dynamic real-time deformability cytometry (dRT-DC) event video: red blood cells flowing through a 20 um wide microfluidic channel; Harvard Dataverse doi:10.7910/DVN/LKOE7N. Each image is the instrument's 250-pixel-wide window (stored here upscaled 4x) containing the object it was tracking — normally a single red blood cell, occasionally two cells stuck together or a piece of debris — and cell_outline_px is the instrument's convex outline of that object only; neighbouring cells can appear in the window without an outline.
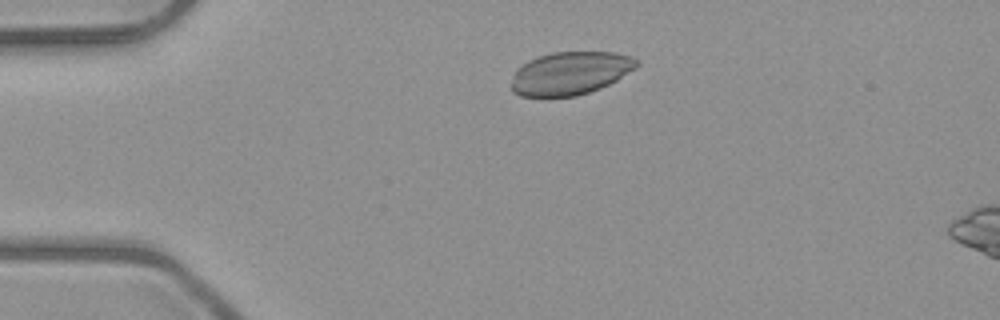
{"species": "common noctule bat (a hibernating species)", "species_latin": "Nyctalus noctula", "temperature_condition": "room temperature", "stored_images_in_passage": 13, "camera_frame_rate_fps": 3000, "um_per_image_px": 0.085, "animal": {"sex": "male", "body_mass_g": 23.1, "forearm_length_mm": 52.7}, "frame": {"image": 1, "passage_image": 8, "time_ms": 2.333, "image_size_px": [1000, 320], "cell_outline_px": [[640, 64], [636, 68], [616, 80], [600, 88], [576, 96], [520, 96], [512, 92], [512, 76], [516, 68], [528, 60], [552, 52], [616, 52], [632, 56]], "centroid_in_image_um": [48.46, 6.21], "position_along_channel_um": 36.5, "area_um2": 31.44}}